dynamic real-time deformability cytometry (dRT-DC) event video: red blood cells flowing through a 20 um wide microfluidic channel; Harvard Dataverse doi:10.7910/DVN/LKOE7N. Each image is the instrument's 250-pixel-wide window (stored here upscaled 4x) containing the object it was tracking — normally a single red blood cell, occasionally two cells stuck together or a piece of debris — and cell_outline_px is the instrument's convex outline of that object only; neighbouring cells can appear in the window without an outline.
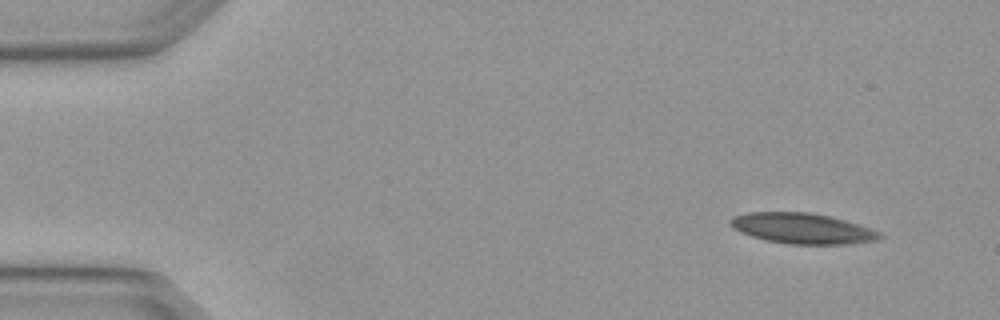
{"species": "Egyptian fruit bat (a non-hibernating species)", "species_latin": "Rousettus aegyptiacus", "temperature_condition": "warm", "stored_images_in_passage": 7, "camera_frame_rate_fps": 3000, "um_per_image_px": 0.085, "animal": {"sex": "female"}, "frame": {"image": 1, "passage_image": 1, "time_ms": 0.0, "image_size_px": [1000, 320], "cell_outline_px": [[884, 236], [876, 240], [848, 244], [788, 244], [768, 240], [752, 236], [732, 228], [728, 224], [728, 220], [732, 216], [748, 212], [808, 212], [828, 216], [844, 220], [880, 232]], "centroid_in_image_um": [68.14, 19.41], "position_along_channel_um": 16.9, "area_um2": 26.41}}
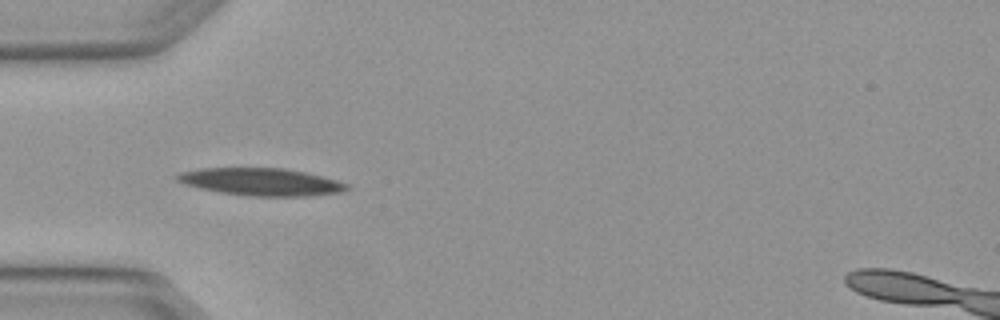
{"frame": {"image": 2, "passage_image": 4, "time_ms": 1.0, "image_size_px": [1000, 320], "cell_outline_px": [[352, 188], [340, 192], [308, 196], [248, 196], [220, 192], [200, 188], [184, 184], [176, 180], [172, 176], [180, 172], [200, 168], [284, 168], [304, 172], [336, 180], [348, 184]], "centroid_in_image_um": [22.16, 15.46], "position_along_channel_um": 62.8, "area_um2": 27.17}}
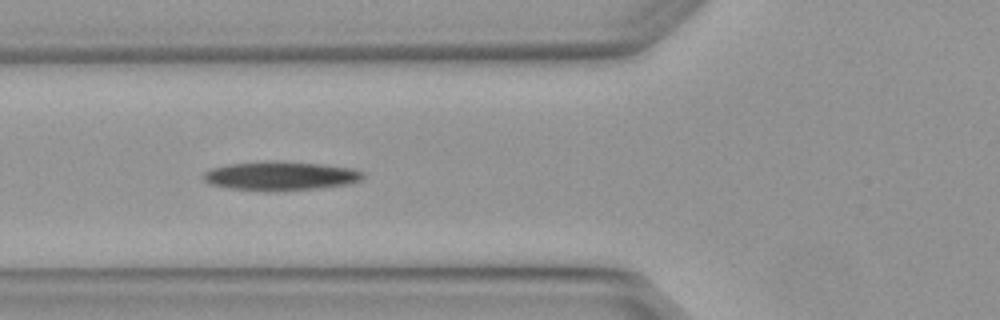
{"frame": {"image": 3, "passage_image": 5, "time_ms": 1.333, "image_size_px": [1000, 320], "cell_outline_px": [[364, 176], [360, 180], [348, 184], [320, 188], [272, 192], [264, 192], [228, 188], [212, 184], [204, 180], [200, 176], [204, 172], [212, 168], [228, 164], [264, 160], [280, 160], [320, 164], [356, 168], [364, 172]], "centroid_in_image_um": [23.84, 14.95], "position_along_channel_um": 102.0, "area_um2": 27.63}}